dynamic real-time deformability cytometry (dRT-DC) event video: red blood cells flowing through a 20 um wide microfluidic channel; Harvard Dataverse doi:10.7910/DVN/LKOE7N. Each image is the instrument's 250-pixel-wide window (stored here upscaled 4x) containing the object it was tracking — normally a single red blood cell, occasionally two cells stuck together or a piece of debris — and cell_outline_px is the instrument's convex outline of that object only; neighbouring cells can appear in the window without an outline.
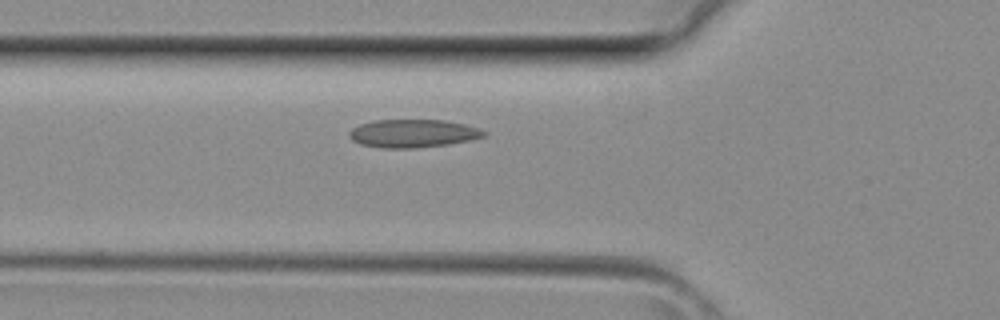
{"species": "common noctule bat (a hibernating species)", "species_latin": "Nyctalus noctula", "temperature_condition": "room temperature", "stored_images_in_passage": 36, "camera_frame_rate_fps": 3000, "um_per_image_px": 0.085, "animal": {"sex": "female", "body_mass_g": 29.2, "forearm_length_mm": 56.3}, "frame": {"image": 1, "passage_image": 12, "time_ms": 3.667, "image_size_px": [1000, 320], "cell_outline_px": [[488, 136], [472, 140], [448, 144], [416, 148], [380, 148], [360, 144], [352, 140], [348, 136], [348, 132], [352, 128], [360, 124], [372, 120], [444, 120], [464, 124], [480, 128], [488, 132]], "centroid_in_image_um": [35.12, 11.34], "position_along_channel_um": 90.7, "area_um2": 22.37}}
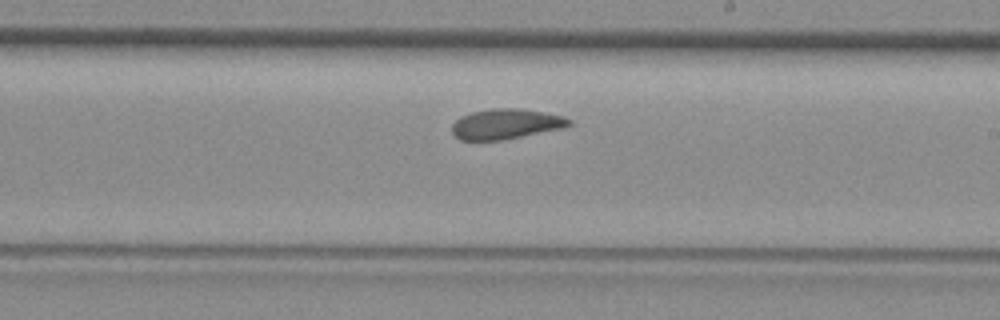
{"frame": {"image": 2, "passage_image": 21, "time_ms": 6.667, "image_size_px": [1000, 320], "cell_outline_px": [[572, 124], [564, 128], [504, 140], [460, 140], [452, 132], [452, 124], [460, 116], [472, 112], [492, 108], [520, 108], [544, 112], [564, 116], [572, 120]], "centroid_in_image_um": [43.03, 10.53], "position_along_channel_um": 246.0, "area_um2": 20.81}}
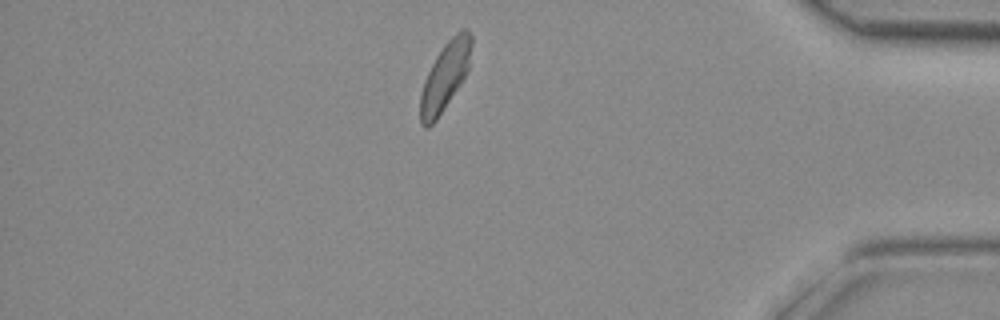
{"frame": {"image": 3, "passage_image": 32, "time_ms": 10.333, "image_size_px": [1000, 320], "cell_outline_px": [[472, 44], [468, 68], [460, 84], [436, 120], [428, 128], [424, 128], [420, 124], [420, 92], [424, 80], [436, 56], [444, 44], [460, 28], [468, 28], [472, 36]], "centroid_in_image_um": [37.82, 6.47], "position_along_channel_um": 397.4, "area_um2": 20.23}}